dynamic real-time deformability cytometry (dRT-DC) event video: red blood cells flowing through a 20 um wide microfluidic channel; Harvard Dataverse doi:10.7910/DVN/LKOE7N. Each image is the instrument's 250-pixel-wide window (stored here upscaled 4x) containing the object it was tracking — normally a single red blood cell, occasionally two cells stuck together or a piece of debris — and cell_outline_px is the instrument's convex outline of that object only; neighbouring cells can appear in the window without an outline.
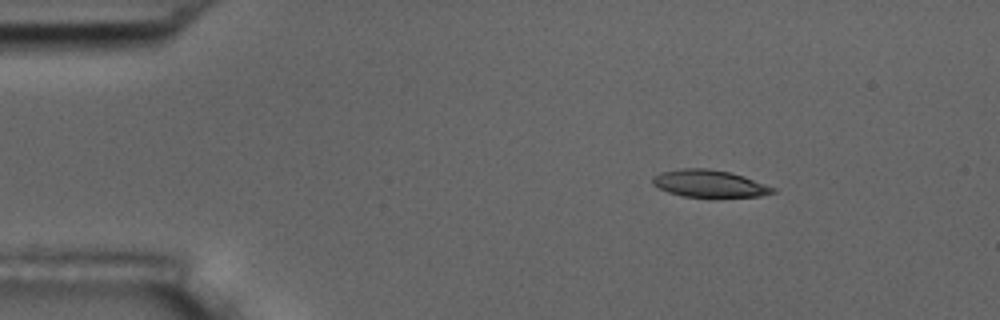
{"species": "common noctule bat (a hibernating species)", "species_latin": "Nyctalus noctula", "temperature_condition": "room temperature", "stored_images_in_passage": 13, "camera_frame_rate_fps": 3000, "um_per_image_px": 0.085, "animal": {"sex": "male", "body_mass_g": 17.5, "forearm_length_mm": 52.3}, "frame": {"image": 1, "passage_image": 3, "time_ms": 0.667, "image_size_px": [1000, 320], "cell_outline_px": [[776, 192], [760, 196], [684, 196], [668, 192], [652, 184], [652, 176], [660, 172], [680, 168], [708, 168], [728, 172], [744, 176], [776, 188]], "centroid_in_image_um": [60.27, 15.58], "position_along_channel_um": 24.7, "area_um2": 18.84}}
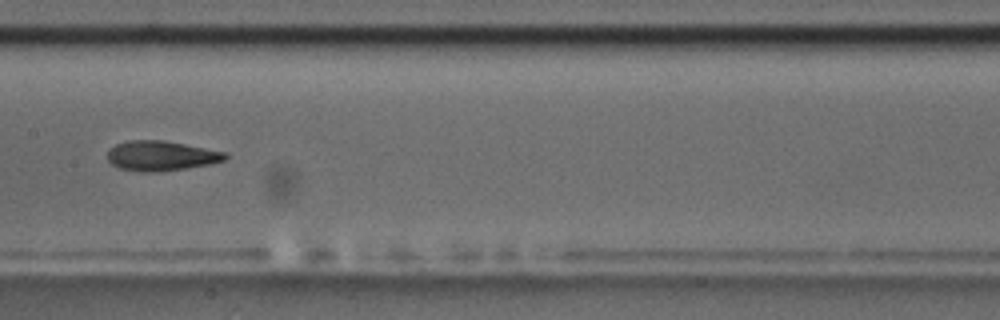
{"frame": {"image": 2, "passage_image": 8, "time_ms": 2.333, "image_size_px": [1000, 320], "cell_outline_px": [[228, 156], [224, 160], [208, 164], [160, 172], [140, 172], [120, 168], [112, 164], [108, 160], [108, 148], [116, 144], [128, 140], [164, 140], [224, 152]], "centroid_in_image_um": [13.63, 13.24], "position_along_channel_um": 193.8, "area_um2": 20.35}}